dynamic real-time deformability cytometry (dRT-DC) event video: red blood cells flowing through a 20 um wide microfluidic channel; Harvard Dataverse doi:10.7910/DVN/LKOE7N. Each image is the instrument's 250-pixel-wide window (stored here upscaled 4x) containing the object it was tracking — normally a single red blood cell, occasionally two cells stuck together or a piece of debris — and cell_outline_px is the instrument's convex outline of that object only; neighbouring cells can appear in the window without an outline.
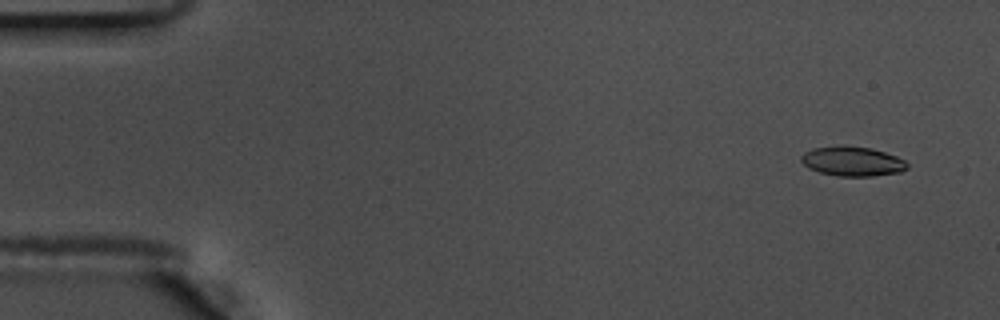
{"species": "common noctule bat (a hibernating species)", "species_latin": "Nyctalus noctula", "temperature_condition": "warm", "stored_images_in_passage": 57, "camera_frame_rate_fps": 3000, "um_per_image_px": 0.085, "animal": {"sex": "male", "body_mass_g": 17.5, "forearm_length_mm": 52.3}, "frame": {"image": 1, "passage_image": 4, "time_ms": 1.0, "image_size_px": [1000, 320], "cell_outline_px": [[908, 168], [900, 172], [872, 176], [836, 176], [820, 172], [808, 168], [800, 160], [800, 156], [804, 152], [812, 148], [844, 144], [872, 148], [896, 156], [904, 160], [908, 164]], "centroid_in_image_um": [72.42, 13.69], "position_along_channel_um": 12.6, "area_um2": 18.55}}
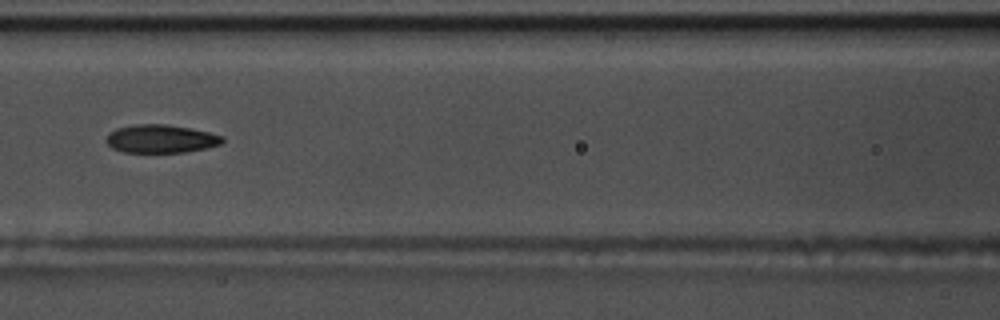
{"frame": {"image": 2, "passage_image": 26, "time_ms": 8.333, "image_size_px": [1000, 320], "cell_outline_px": [[224, 140], [220, 144], [204, 148], [184, 152], [124, 152], [112, 148], [108, 144], [108, 136], [116, 128], [136, 124], [168, 124], [192, 128], [224, 136]], "centroid_in_image_um": [13.7, 11.79], "position_along_channel_um": 152.9, "area_um2": 18.9}}
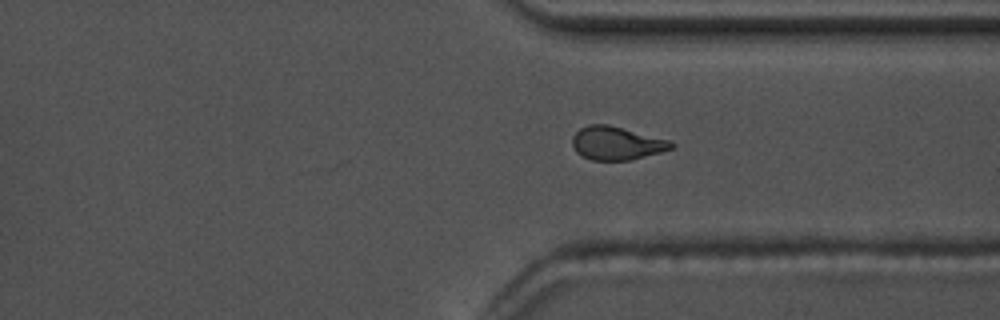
{"frame": {"image": 3, "passage_image": 43, "time_ms": 14.0, "image_size_px": [1000, 320], "cell_outline_px": [[676, 144], [672, 148], [660, 152], [632, 160], [592, 160], [576, 152], [572, 144], [572, 136], [580, 128], [588, 124], [608, 124], [672, 140]], "centroid_in_image_um": [52.43, 12.16], "position_along_channel_um": 359.0, "area_um2": 19.36}, "authors_computed_cell_mechanics": {"area_um2": 19.3052, "velocity_mm_per_s": 3.6403, "shape_relaxation_time_tau1_ms": 3.6939, "shape_relaxation_time_tau2_ms": 2.3688, "deformation_change_tau1": 0.1537, "deformation_change_tau2": 0.095}}